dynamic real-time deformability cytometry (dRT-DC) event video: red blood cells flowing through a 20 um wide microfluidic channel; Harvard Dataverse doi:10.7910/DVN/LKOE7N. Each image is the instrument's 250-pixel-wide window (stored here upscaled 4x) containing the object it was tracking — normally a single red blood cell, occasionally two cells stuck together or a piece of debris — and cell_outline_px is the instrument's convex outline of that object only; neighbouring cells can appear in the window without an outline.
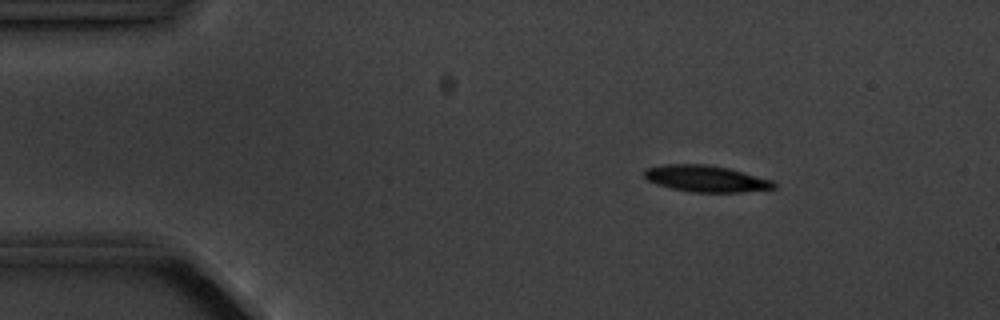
{"species": "common noctule bat (a hibernating species)", "species_latin": "Nyctalus noctula", "temperature_condition": "cold", "stored_images_in_passage": 5, "camera_frame_rate_fps": 3000, "um_per_image_px": 0.085, "animal": {"sex": "male", "body_mass_g": 20.1, "forearm_length_mm": 53.5}, "frame": {"image": 1, "passage_image": 3, "time_ms": 2.333, "image_size_px": [1000, 320], "cell_outline_px": [[776, 188], [740, 192], [692, 192], [672, 188], [656, 184], [648, 180], [644, 176], [644, 172], [648, 168], [664, 164], [704, 164], [728, 168], [772, 180], [776, 184]], "centroid_in_image_um": [60.0, 15.18], "position_along_channel_um": 25.0, "area_um2": 19.77}}